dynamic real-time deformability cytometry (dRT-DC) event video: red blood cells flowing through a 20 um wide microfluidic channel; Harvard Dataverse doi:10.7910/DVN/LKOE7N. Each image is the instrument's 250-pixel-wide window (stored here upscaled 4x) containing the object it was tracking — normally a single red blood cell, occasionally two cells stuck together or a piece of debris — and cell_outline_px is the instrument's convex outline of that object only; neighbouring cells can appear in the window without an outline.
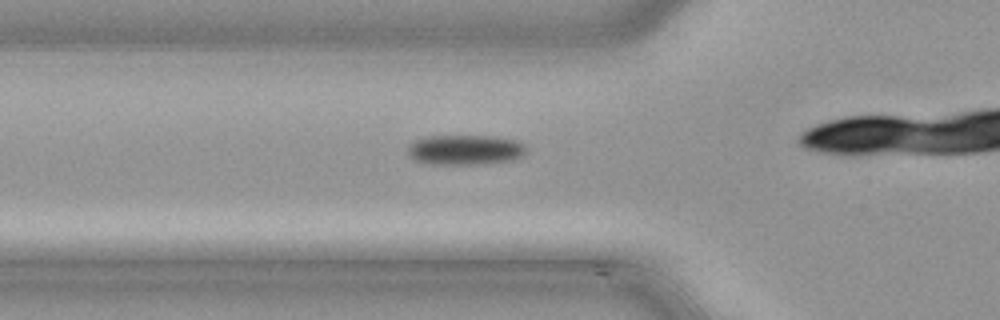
{"species": "common noctule bat (a hibernating species)", "species_latin": "Nyctalus noctula", "temperature_condition": "cold", "stored_images_in_passage": 26, "camera_frame_rate_fps": 3000, "um_per_image_px": 0.085, "animal": {"sex": "male", "body_mass_g": 21.5, "forearm_length_mm": 52.0}, "frame": {"image": 1, "passage_image": 5, "time_ms": 1.333, "image_size_px": [1000, 320], "cell_outline_px": [[528, 148], [520, 156], [512, 160], [472, 164], [428, 164], [416, 160], [408, 156], [408, 148], [416, 140], [428, 136], [496, 136], [516, 140], [524, 144]], "centroid_in_image_um": [39.54, 12.73], "position_along_channel_um": 86.3, "area_um2": 20.58}}
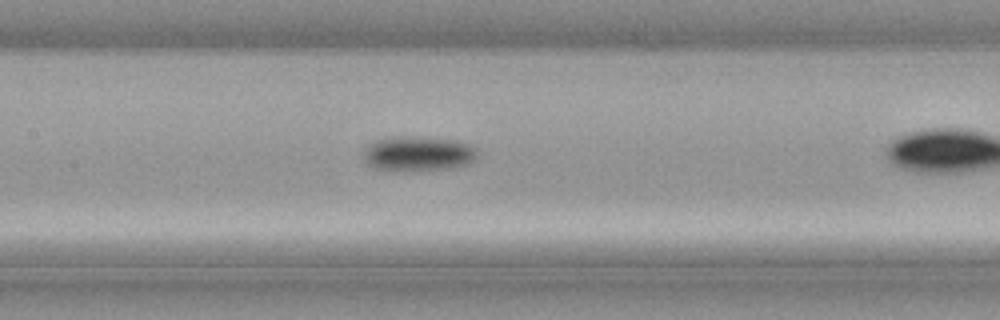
{"frame": {"image": 2, "passage_image": 11, "time_ms": 3.333, "image_size_px": [1000, 320], "cell_outline_px": [[476, 156], [468, 164], [448, 168], [376, 168], [368, 164], [364, 160], [364, 148], [368, 144], [384, 136], [412, 136], [456, 140], [468, 144], [476, 148]], "centroid_in_image_um": [35.51, 12.99], "position_along_channel_um": 171.9, "area_um2": 22.37}}
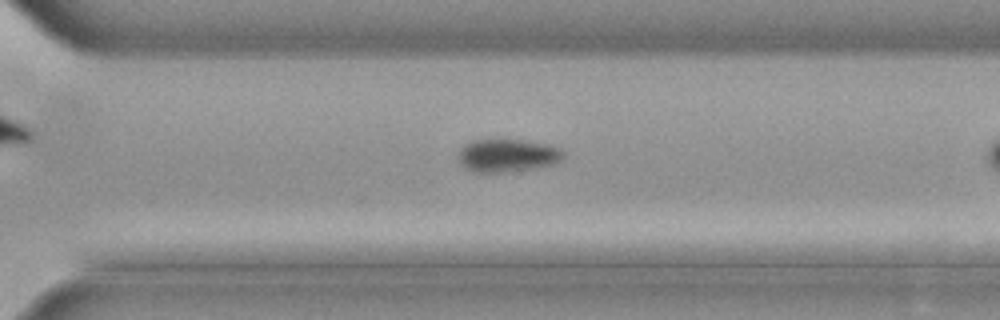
{"frame": {"image": 3, "passage_image": 22, "time_ms": 7.0, "image_size_px": [1000, 320], "cell_outline_px": [[564, 156], [556, 164], [500, 172], [476, 172], [460, 164], [460, 148], [464, 144], [472, 140], [492, 136], [508, 136], [552, 144], [560, 148], [564, 152]], "centroid_in_image_um": [43.15, 13.11], "position_along_channel_um": 327.4, "area_um2": 21.1}}